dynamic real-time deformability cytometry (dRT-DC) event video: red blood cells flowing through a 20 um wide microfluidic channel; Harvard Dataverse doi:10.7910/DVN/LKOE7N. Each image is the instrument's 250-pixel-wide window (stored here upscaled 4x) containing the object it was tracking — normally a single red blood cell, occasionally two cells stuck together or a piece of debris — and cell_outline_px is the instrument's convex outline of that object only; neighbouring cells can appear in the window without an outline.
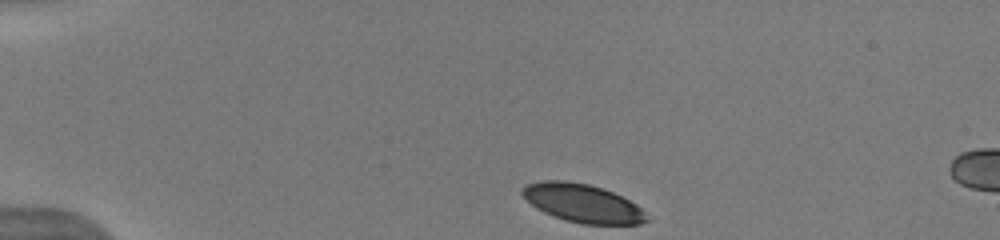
{"species": "human", "species_latin": "Homo sapiens", "temperature_condition": "warm", "stored_images_in_passage": 33, "camera_frame_rate_fps": 3000, "um_per_image_px": 0.085, "donor": {"sex": "male"}, "frame": {"image": 1, "passage_image": 1, "time_ms": 0.0, "image_size_px": [1000, 240], "cell_outline_px": [[652, 220], [640, 224], [580, 224], [552, 216], [536, 208], [520, 192], [528, 184], [540, 180], [564, 180], [588, 184], [604, 188], [636, 204]], "centroid_in_image_um": [49.54, 17.28], "position_along_channel_um": 35.5, "area_um2": 27.74}}
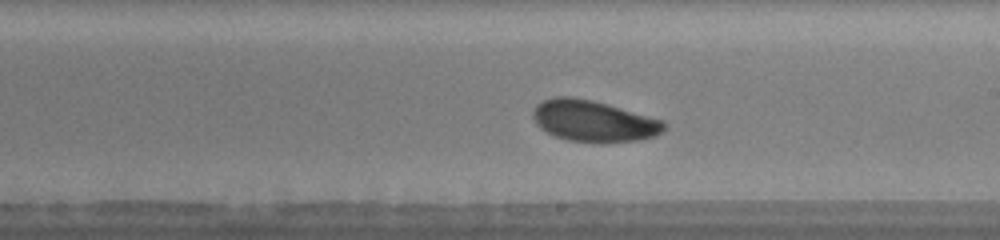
{"frame": {"image": 2, "passage_image": 17, "time_ms": 6.667, "image_size_px": [1000, 240], "cell_outline_px": [[664, 128], [656, 136], [640, 140], [600, 144], [568, 140], [556, 136], [540, 128], [536, 124], [532, 116], [532, 112], [536, 104], [544, 100], [556, 96], [572, 96], [592, 100], [664, 120]], "centroid_in_image_um": [50.44, 10.3], "position_along_channel_um": 238.6, "area_um2": 31.79}}
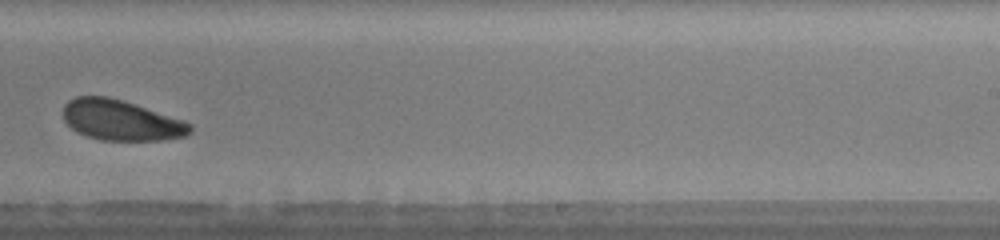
{"frame": {"image": 3, "passage_image": 19, "time_ms": 7.667, "image_size_px": [1000, 240], "cell_outline_px": [[192, 132], [184, 136], [160, 140], [100, 140], [76, 132], [64, 120], [64, 104], [68, 100], [76, 96], [108, 96], [184, 120], [192, 124]], "centroid_in_image_um": [10.28, 10.22], "position_along_channel_um": 278.7, "area_um2": 29.71}, "authors_computed_cell_mechanics": {"area_um2": 30.1716, "velocity_mm_per_s": 4.0437, "shape_relaxation_time_tau1_ms": 1.6306, "shape_relaxation_time_tau2_ms": 10.5299, "deformation_change_tau1": 0.0812, "deformation_change_tau2": 0.1886}}